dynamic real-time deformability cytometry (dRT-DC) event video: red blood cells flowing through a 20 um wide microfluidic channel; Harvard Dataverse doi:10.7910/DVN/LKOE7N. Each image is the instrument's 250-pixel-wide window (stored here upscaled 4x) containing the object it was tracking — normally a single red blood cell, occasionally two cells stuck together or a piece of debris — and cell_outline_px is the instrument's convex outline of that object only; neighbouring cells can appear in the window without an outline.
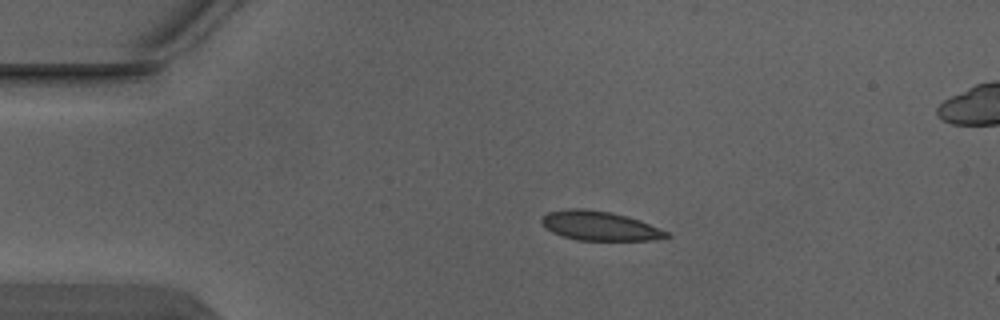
{"species": "Egyptian fruit bat (a non-hibernating species)", "species_latin": "Rousettus aegyptiacus", "temperature_condition": "warm", "stored_images_in_passage": 3, "camera_frame_rate_fps": 3000, "um_per_image_px": 0.085, "animal": {"sex": "male"}, "frame": {"image": 1, "passage_image": 1, "time_ms": 0.0, "image_size_px": [1000, 320], "cell_outline_px": [[672, 236], [668, 240], [576, 240], [552, 232], [544, 228], [540, 220], [548, 212], [568, 208], [580, 208], [608, 212], [628, 216], [640, 220], [668, 232]], "centroid_in_image_um": [51.01, 19.21], "position_along_channel_um": 34.0, "area_um2": 21.44}}